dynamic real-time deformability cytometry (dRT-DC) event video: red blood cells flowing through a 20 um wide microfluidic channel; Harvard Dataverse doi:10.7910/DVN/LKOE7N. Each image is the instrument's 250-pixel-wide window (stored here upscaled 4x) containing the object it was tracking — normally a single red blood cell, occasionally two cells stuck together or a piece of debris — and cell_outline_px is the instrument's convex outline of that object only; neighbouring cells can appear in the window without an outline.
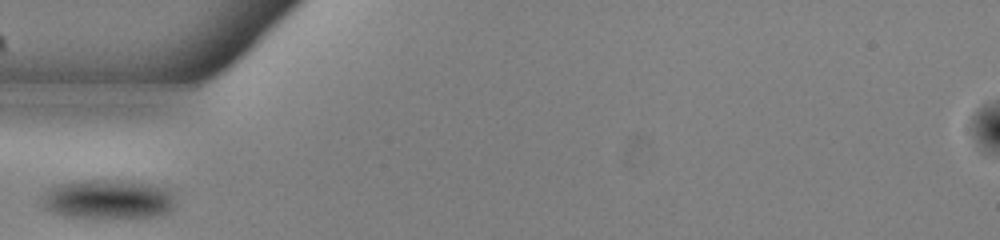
{"species": "common noctule bat (a hibernating species)", "species_latin": "Nyctalus noctula", "temperature_condition": "warm", "stored_images_in_passage": 34, "camera_frame_rate_fps": 3000, "um_per_image_px": 0.085, "animal": {"sex": "male", "body_mass_g": 13.0, "forearm_length_mm": 53.1}, "frame": {"image": 1, "passage_image": 1, "time_ms": 0.0, "image_size_px": [1000, 240], "cell_outline_px": [[172, 208], [168, 212], [152, 216], [72, 216], [56, 212], [48, 208], [44, 204], [44, 200], [52, 188], [68, 184], [96, 180], [148, 184], [168, 188], [172, 196]], "centroid_in_image_um": [9.29, 16.94], "position_along_channel_um": 75.7, "area_um2": 28.15}}
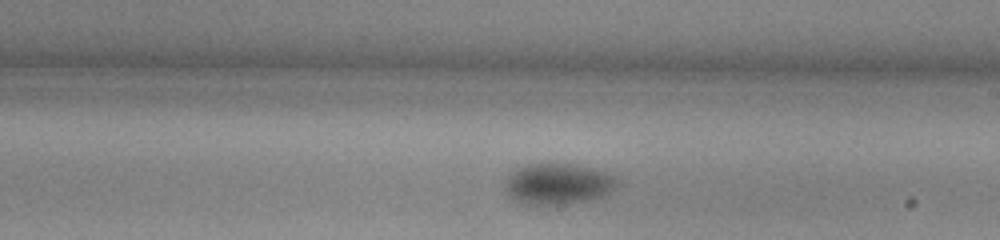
{"frame": {"image": 2, "passage_image": 14, "time_ms": 4.333, "image_size_px": [1000, 240], "cell_outline_px": [[616, 184], [608, 192], [600, 196], [580, 200], [552, 204], [528, 204], [512, 196], [504, 188], [508, 180], [516, 172], [524, 168], [540, 164], [552, 164], [580, 168], [600, 172], [612, 176], [616, 180]], "centroid_in_image_um": [47.4, 15.66], "position_along_channel_um": 241.6, "area_um2": 24.04}}
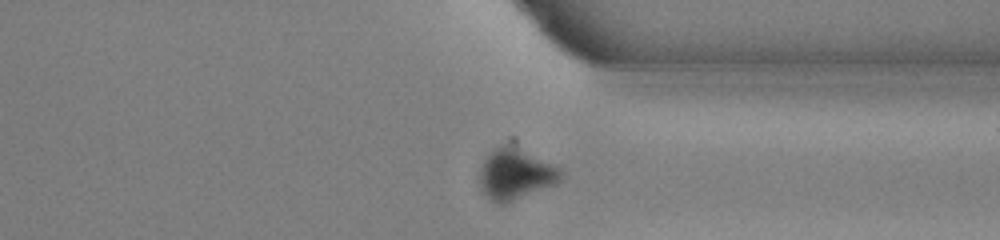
{"frame": {"image": 3, "passage_image": 24, "time_ms": 7.667, "image_size_px": [1000, 240], "cell_outline_px": [[560, 180], [556, 184], [504, 204], [496, 204], [480, 188], [480, 168], [484, 160], [496, 148], [512, 136], [560, 168]], "centroid_in_image_um": [43.85, 14.65], "position_along_channel_um": 367.5, "area_um2": 25.37}}